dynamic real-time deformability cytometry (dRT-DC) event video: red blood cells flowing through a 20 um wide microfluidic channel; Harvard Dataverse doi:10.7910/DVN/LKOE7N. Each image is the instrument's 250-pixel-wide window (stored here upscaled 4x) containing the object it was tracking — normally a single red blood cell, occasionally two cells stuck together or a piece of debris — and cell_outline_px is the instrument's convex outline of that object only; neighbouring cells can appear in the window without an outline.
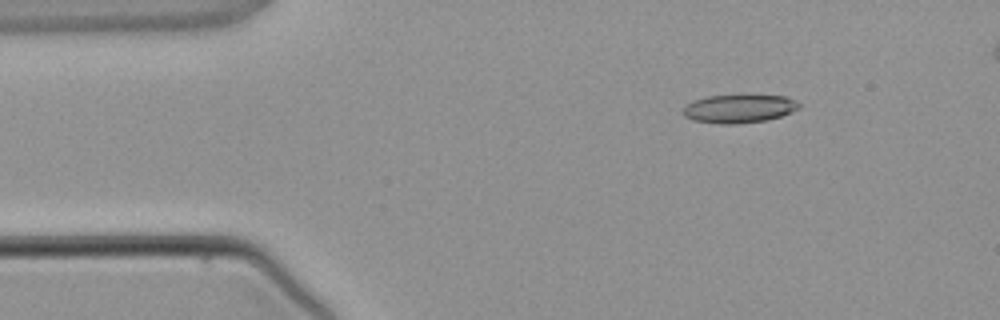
{"species": "common noctule bat (a hibernating species)", "species_latin": "Nyctalus noctula", "temperature_condition": "warm", "stored_images_in_passage": 4, "camera_frame_rate_fps": 3000, "um_per_image_px": 0.085, "animal": {"sex": "male", "body_mass_g": 21.5, "forearm_length_mm": 52.0}, "frame": {"image": 1, "passage_image": 2, "time_ms": 1.333, "image_size_px": [1000, 320], "cell_outline_px": [[800, 108], [792, 112], [768, 120], [736, 124], [720, 124], [692, 120], [684, 116], [684, 108], [688, 104], [696, 100], [708, 96], [784, 96], [796, 100], [800, 104]], "centroid_in_image_um": [62.85, 9.25], "position_along_channel_um": 22.1, "area_um2": 18.9}}